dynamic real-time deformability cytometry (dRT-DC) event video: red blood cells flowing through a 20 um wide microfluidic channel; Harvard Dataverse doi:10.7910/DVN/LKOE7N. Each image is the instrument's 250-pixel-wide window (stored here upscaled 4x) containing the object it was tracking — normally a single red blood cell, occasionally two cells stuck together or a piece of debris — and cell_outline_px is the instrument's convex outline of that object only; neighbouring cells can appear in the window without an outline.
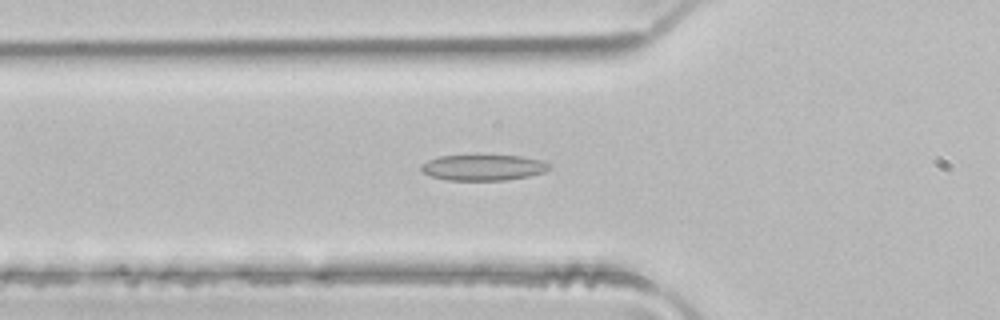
{"species": "common noctule bat (a hibernating species)", "species_latin": "Nyctalus noctula", "temperature_condition": "room temperature", "stored_images_in_passage": 44, "camera_frame_rate_fps": 3000, "um_per_image_px": 0.085, "animal": {"sex": "male", "body_mass_g": 21.5, "forearm_length_mm": 52.0}, "frame": {"image": 1, "passage_image": 12, "time_ms": 3.667, "image_size_px": [1000, 320], "cell_outline_px": [[552, 168], [544, 172], [528, 176], [504, 180], [448, 180], [432, 176], [424, 172], [420, 168], [420, 164], [436, 156], [520, 156], [544, 160], [552, 164]], "centroid_in_image_um": [41.12, 14.23], "position_along_channel_um": 84.7, "area_um2": 19.25}}
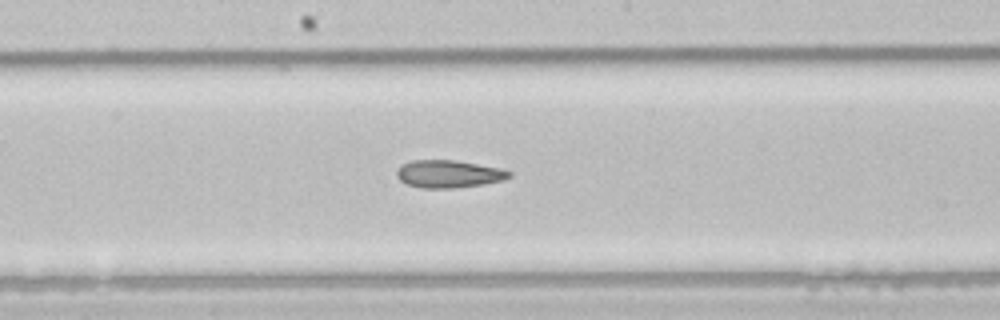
{"frame": {"image": 2, "passage_image": 21, "time_ms": 6.667, "image_size_px": [1000, 320], "cell_outline_px": [[512, 176], [500, 180], [480, 184], [452, 188], [420, 188], [408, 184], [400, 180], [396, 176], [396, 172], [404, 164], [412, 160], [456, 160], [500, 168], [512, 172]], "centroid_in_image_um": [38.12, 14.78], "position_along_channel_um": 210.1, "area_um2": 17.8}}
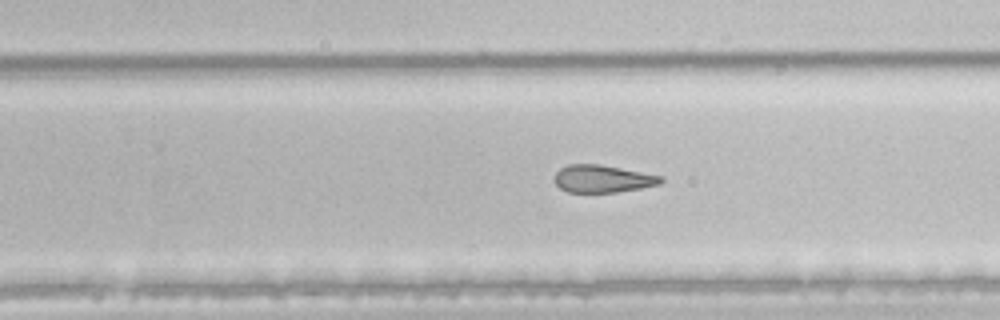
{"frame": {"image": 3, "passage_image": 26, "time_ms": 8.333, "image_size_px": [1000, 320], "cell_outline_px": [[664, 180], [660, 184], [640, 188], [616, 192], [568, 192], [560, 188], [556, 184], [556, 172], [560, 168], [568, 164], [600, 164], [660, 176]], "centroid_in_image_um": [51.2, 15.19], "position_along_channel_um": 278.6, "area_um2": 16.76}, "authors_computed_cell_mechanics": {"area_um2": 19.8543, "velocity_mm_per_s": 4.1472, "shape_relaxation_time_tau1_ms": null, "shape_relaxation_time_tau2_ms": 9.1722, "deformation_change_tau1": null, "deformation_change_tau2": 0.2032}}